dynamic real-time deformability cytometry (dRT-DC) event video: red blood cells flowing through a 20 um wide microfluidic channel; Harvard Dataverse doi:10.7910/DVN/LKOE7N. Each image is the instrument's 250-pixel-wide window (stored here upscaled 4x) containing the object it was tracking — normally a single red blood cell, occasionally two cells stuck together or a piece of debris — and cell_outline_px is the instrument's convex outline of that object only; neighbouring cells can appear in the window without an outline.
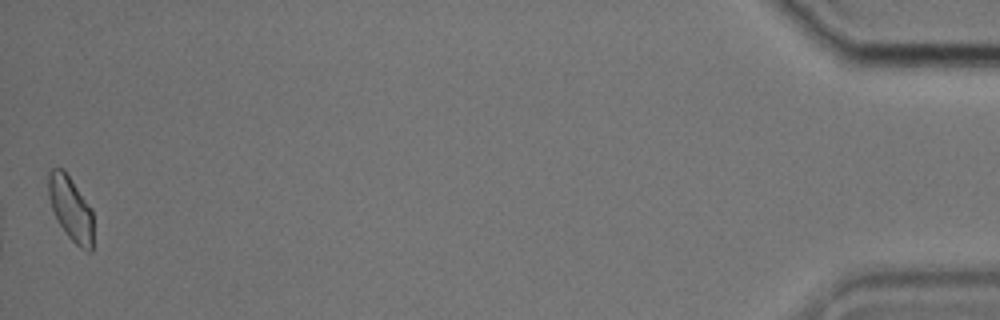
{"species": "common noctule bat (a hibernating species)", "species_latin": "Nyctalus noctula", "temperature_condition": "cold", "stored_images_in_passage": 36, "camera_frame_rate_fps": 3000, "um_per_image_px": 0.085, "animal": {"sex": "male", "body_mass_g": 17.9, "forearm_length_mm": 54.2}, "frame": {"image": 1, "passage_image": 36, "time_ms": 11.667, "image_size_px": [1000, 320], "cell_outline_px": [[92, 252], [88, 252], [80, 248], [68, 236], [56, 220], [48, 196], [48, 172], [52, 168], [64, 168], [92, 208]], "centroid_in_image_um": [6.0, 17.71], "position_along_channel_um": 429.2, "area_um2": 16.99}}